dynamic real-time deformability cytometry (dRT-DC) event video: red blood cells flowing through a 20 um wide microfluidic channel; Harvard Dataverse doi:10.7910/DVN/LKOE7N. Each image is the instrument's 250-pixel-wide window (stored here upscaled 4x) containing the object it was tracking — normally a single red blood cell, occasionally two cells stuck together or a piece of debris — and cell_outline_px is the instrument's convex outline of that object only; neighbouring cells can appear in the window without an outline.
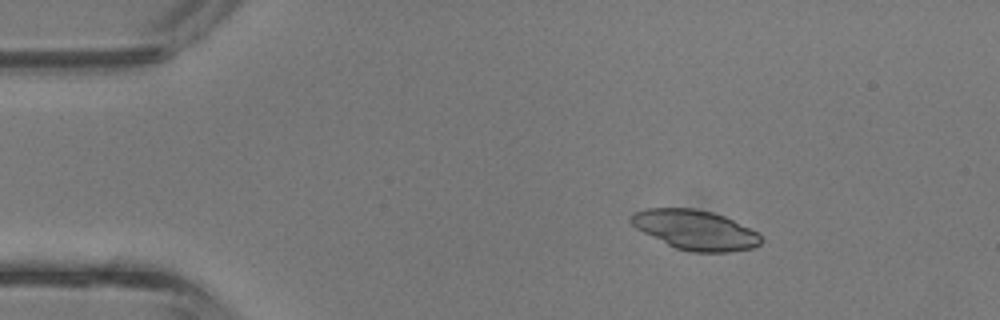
{"species": "common noctule bat (a hibernating species)", "species_latin": "Nyctalus noctula", "temperature_condition": "room temperature", "stored_images_in_passage": 36, "camera_frame_rate_fps": 3000, "um_per_image_px": 0.085, "animal": {"sex": "male", "body_mass_g": 13.3}, "frame": {"image": 1, "passage_image": 1, "time_ms": 0.0, "image_size_px": [1000, 320], "cell_outline_px": [[764, 240], [760, 244], [752, 248], [728, 252], [692, 252], [676, 248], [636, 228], [628, 220], [628, 216], [632, 212], [644, 208], [692, 208], [712, 212], [724, 216], [756, 232]], "centroid_in_image_um": [59.05, 19.53], "position_along_channel_um": 25.9, "area_um2": 29.88}}
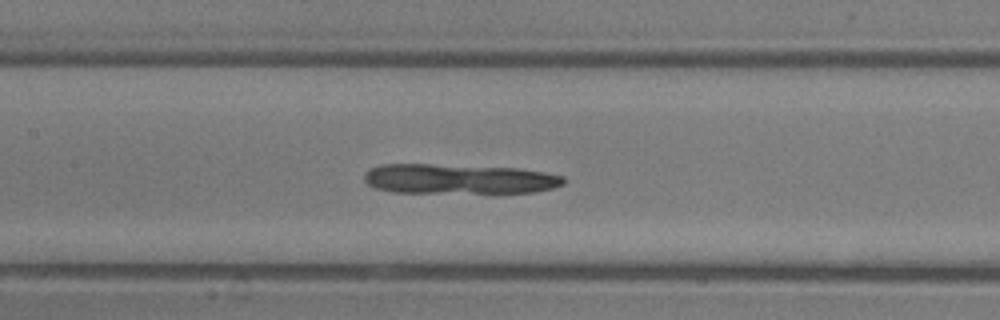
{"frame": {"image": 2, "passage_image": 14, "time_ms": 4.333, "image_size_px": [1000, 320], "cell_outline_px": [[564, 184], [552, 188], [536, 192], [392, 192], [376, 188], [368, 184], [364, 180], [364, 172], [368, 168], [380, 164], [428, 164], [520, 168], [544, 172], [564, 176]], "centroid_in_image_um": [38.97, 15.2], "position_along_channel_um": 168.4, "area_um2": 34.68}}
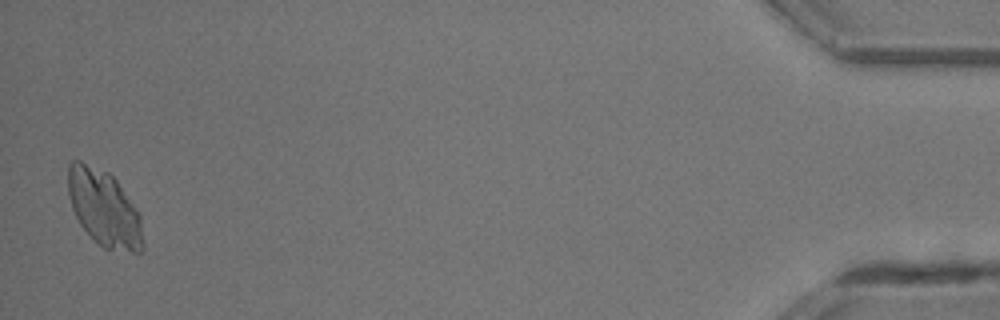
{"frame": {"image": 3, "passage_image": 36, "time_ms": 11.667, "image_size_px": [1000, 320], "cell_outline_px": [[144, 248], [140, 252], [132, 252], [104, 248], [80, 224], [72, 208], [68, 196], [68, 164], [72, 160], [80, 160], [108, 172], [116, 180], [140, 212], [144, 244]], "centroid_in_image_um": [8.86, 17.68], "position_along_channel_um": 426.3, "area_um2": 33.35}}